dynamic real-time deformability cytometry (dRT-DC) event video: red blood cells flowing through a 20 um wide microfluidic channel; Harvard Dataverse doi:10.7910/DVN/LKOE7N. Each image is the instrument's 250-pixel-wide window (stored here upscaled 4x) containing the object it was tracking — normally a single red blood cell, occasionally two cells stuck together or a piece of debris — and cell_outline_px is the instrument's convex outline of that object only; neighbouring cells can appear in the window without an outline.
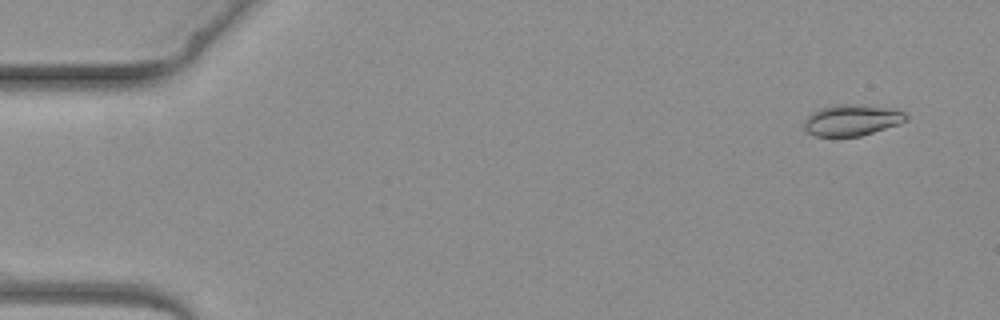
{"species": "common noctule bat (a hibernating species)", "species_latin": "Nyctalus noctula", "temperature_condition": "warm", "stored_images_in_passage": 3, "camera_frame_rate_fps": 3000, "um_per_image_px": 0.085, "animal": {"sex": "female", "body_mass_g": 19.3, "forearm_length_mm": 54.1}, "frame": {"image": 1, "passage_image": 1, "time_ms": 0.0, "image_size_px": [1000, 320], "cell_outline_px": [[908, 120], [900, 124], [860, 136], [816, 136], [808, 132], [804, 128], [804, 120], [812, 112], [820, 108], [836, 104], [848, 104], [896, 108], [904, 112], [908, 116]], "centroid_in_image_um": [72.44, 10.2], "position_along_channel_um": 12.6, "area_um2": 18.61}}